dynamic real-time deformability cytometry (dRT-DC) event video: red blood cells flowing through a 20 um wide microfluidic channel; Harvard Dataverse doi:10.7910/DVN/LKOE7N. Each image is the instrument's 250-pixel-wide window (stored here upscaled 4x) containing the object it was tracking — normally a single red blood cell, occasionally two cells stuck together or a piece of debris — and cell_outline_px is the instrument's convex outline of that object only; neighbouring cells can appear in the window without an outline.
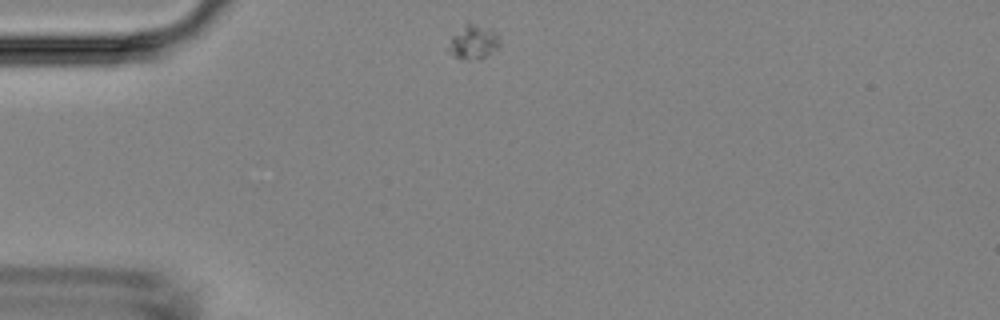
{"species": "Egyptian fruit bat (a non-hibernating species)", "species_latin": "Rousettus aegyptiacus", "temperature_condition": "room temperature", "stored_images_in_passage": 40, "camera_frame_rate_fps": 3000, "um_per_image_px": 0.085, "animal": {"sex": "female"}, "frame": {"image": 1, "passage_image": 1, "time_ms": 0.0, "image_size_px": [1000, 320], "cell_outline_px": [[500, 44], [496, 48], [484, 56], [464, 60], [460, 60], [452, 56], [444, 48], [452, 36], [468, 20], [496, 32], [500, 40]], "centroid_in_image_um": [40.14, 3.55], "position_along_channel_um": 44.9, "area_um2": 10.35}}
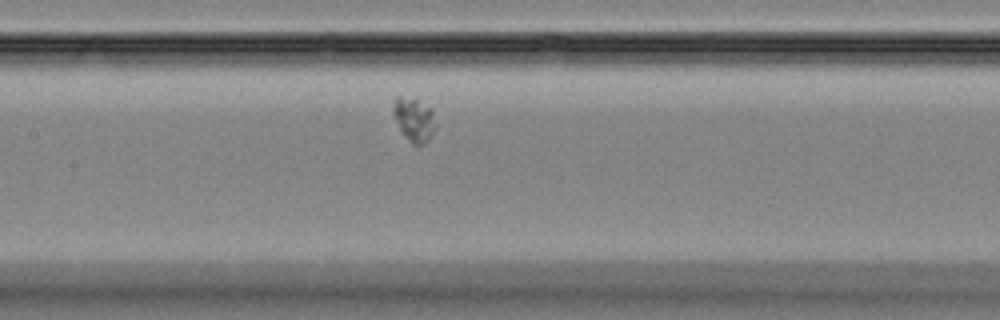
{"frame": {"image": 2, "passage_image": 13, "time_ms": 4.0, "image_size_px": [1000, 320], "cell_outline_px": [[436, 124], [428, 140], [424, 144], [412, 144], [400, 128], [392, 112], [392, 108], [396, 96], [400, 96], [416, 100], [432, 108]], "centroid_in_image_um": [35.2, 10.14], "position_along_channel_um": 172.2, "area_um2": 10.52}}
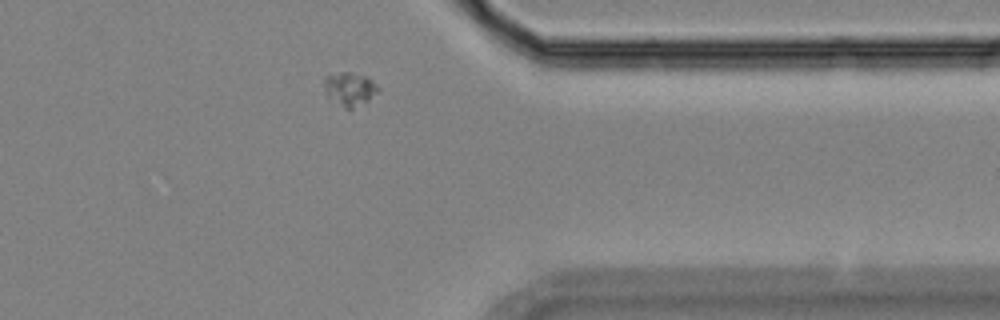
{"frame": {"image": 3, "passage_image": 30, "time_ms": 9.667, "image_size_px": [1000, 320], "cell_outline_px": [[380, 88], [368, 100], [352, 108], [344, 108], [328, 96], [324, 88], [324, 76], [340, 72], [348, 72], [368, 76]], "centroid_in_image_um": [29.71, 7.53], "position_along_channel_um": 381.7, "area_um2": 10.35}}